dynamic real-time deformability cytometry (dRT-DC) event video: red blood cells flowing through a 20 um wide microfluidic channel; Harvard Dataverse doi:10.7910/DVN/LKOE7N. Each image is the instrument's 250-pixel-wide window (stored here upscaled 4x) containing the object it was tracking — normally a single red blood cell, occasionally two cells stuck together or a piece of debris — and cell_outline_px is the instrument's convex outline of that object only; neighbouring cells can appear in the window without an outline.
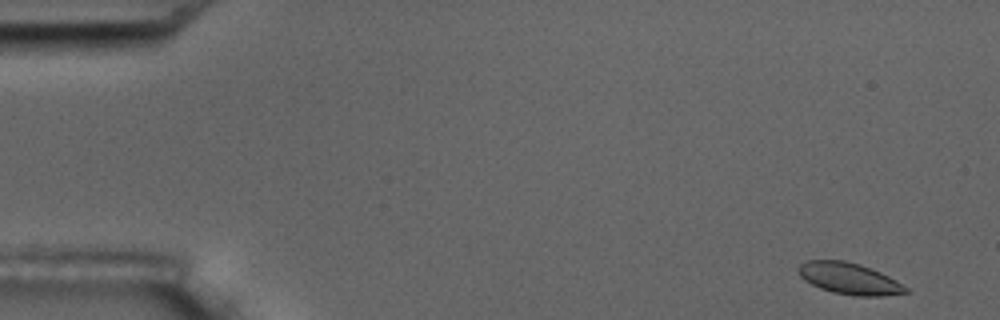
{"species": "common noctule bat (a hibernating species)", "species_latin": "Nyctalus noctula", "temperature_condition": "room temperature", "stored_images_in_passage": 7, "camera_frame_rate_fps": 3000, "um_per_image_px": 0.085, "animal": {"sex": "male", "body_mass_g": 17.5, "forearm_length_mm": 52.3}, "frame": {"image": 1, "passage_image": 1, "time_ms": 0.0, "image_size_px": [1000, 320], "cell_outline_px": [[912, 292], [884, 296], [856, 296], [832, 292], [820, 288], [804, 280], [796, 272], [796, 268], [800, 264], [808, 260], [844, 260], [860, 264], [880, 272], [896, 280], [908, 288]], "centroid_in_image_um": [72.18, 23.68], "position_along_channel_um": 12.8, "area_um2": 19.88}}
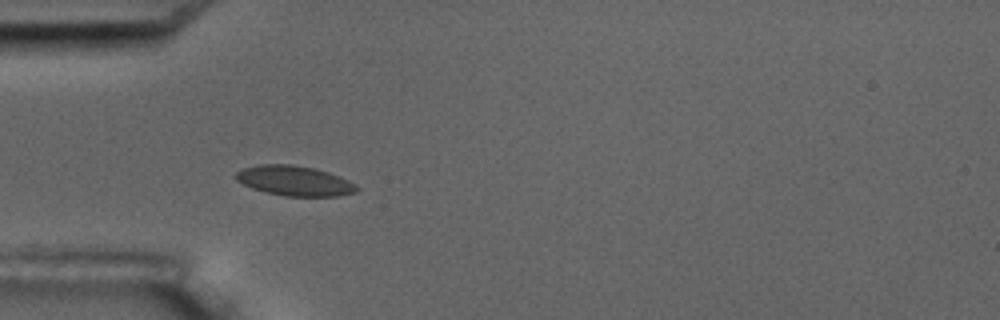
{"frame": {"image": 2, "passage_image": 5, "time_ms": 4.667, "image_size_px": [1000, 320], "cell_outline_px": [[360, 188], [356, 192], [336, 196], [284, 196], [264, 192], [252, 188], [236, 180], [232, 176], [236, 172], [244, 168], [260, 164], [292, 164], [312, 168], [328, 172], [348, 180], [356, 184]], "centroid_in_image_um": [25.01, 15.37], "position_along_channel_um": 60.0, "area_um2": 21.15}}